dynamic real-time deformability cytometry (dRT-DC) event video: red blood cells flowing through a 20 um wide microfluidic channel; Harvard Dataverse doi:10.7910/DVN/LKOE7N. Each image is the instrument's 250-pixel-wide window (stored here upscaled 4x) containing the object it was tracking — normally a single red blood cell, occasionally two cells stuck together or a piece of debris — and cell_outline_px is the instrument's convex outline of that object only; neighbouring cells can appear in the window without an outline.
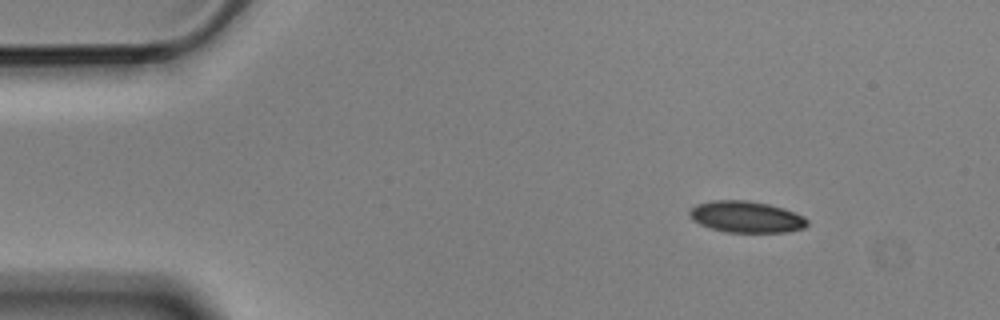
{"species": "Egyptian fruit bat (a non-hibernating species)", "species_latin": "Rousettus aegyptiacus", "temperature_condition": "cold", "stored_images_in_passage": 10, "camera_frame_rate_fps": 3000, "um_per_image_px": 0.085, "animal": {"sex": "male"}, "frame": {"image": 1, "passage_image": 1, "time_ms": 0.0, "image_size_px": [1000, 320], "cell_outline_px": [[808, 224], [804, 228], [788, 232], [724, 232], [700, 224], [692, 220], [688, 216], [688, 212], [696, 204], [712, 200], [748, 200], [768, 204], [784, 208], [804, 216], [808, 220]], "centroid_in_image_um": [63.43, 18.43], "position_along_channel_um": 21.6, "area_um2": 21.73}}
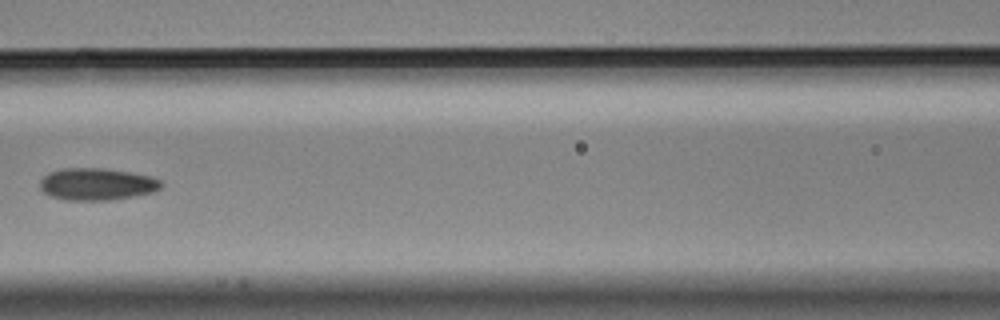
{"frame": {"image": 2, "passage_image": 6, "time_ms": 1.667, "image_size_px": [1000, 320], "cell_outline_px": [[164, 184], [160, 188], [152, 192], [112, 200], [64, 200], [52, 196], [44, 192], [40, 188], [40, 180], [48, 172], [64, 168], [104, 168], [152, 176], [160, 180]], "centroid_in_image_um": [8.23, 15.65], "position_along_channel_um": 158.4, "area_um2": 22.66}}
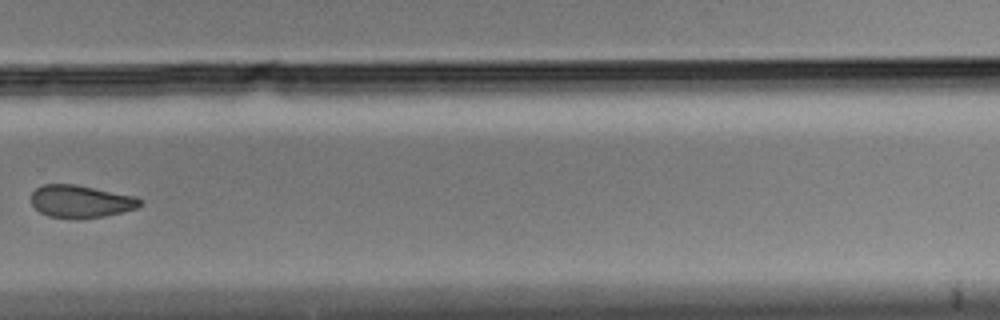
{"frame": {"image": 3, "passage_image": 10, "time_ms": 3.0, "image_size_px": [1000, 320], "cell_outline_px": [[144, 200], [136, 208], [104, 216], [76, 220], [48, 216], [40, 212], [32, 204], [32, 192], [36, 188], [44, 184], [76, 184], [136, 196]], "centroid_in_image_um": [6.86, 17.12], "position_along_channel_um": 322.9, "area_um2": 20.81}}